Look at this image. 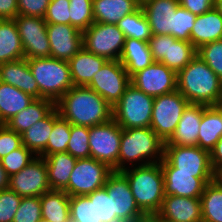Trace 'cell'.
<instances>
[{
    "label": "cell",
    "instance_id": "6da1fadb",
    "mask_svg": "<svg viewBox=\"0 0 222 222\" xmlns=\"http://www.w3.org/2000/svg\"><path fill=\"white\" fill-rule=\"evenodd\" d=\"M55 107L61 117L74 125L92 127L112 119V106L87 86H73Z\"/></svg>",
    "mask_w": 222,
    "mask_h": 222
},
{
    "label": "cell",
    "instance_id": "7a4b0ae2",
    "mask_svg": "<svg viewBox=\"0 0 222 222\" xmlns=\"http://www.w3.org/2000/svg\"><path fill=\"white\" fill-rule=\"evenodd\" d=\"M177 90L190 104L216 106L222 99V79L196 55L177 73Z\"/></svg>",
    "mask_w": 222,
    "mask_h": 222
},
{
    "label": "cell",
    "instance_id": "3957f363",
    "mask_svg": "<svg viewBox=\"0 0 222 222\" xmlns=\"http://www.w3.org/2000/svg\"><path fill=\"white\" fill-rule=\"evenodd\" d=\"M164 145L165 142L150 127L122 128L117 171L126 169V163L130 166L159 163L164 157Z\"/></svg>",
    "mask_w": 222,
    "mask_h": 222
},
{
    "label": "cell",
    "instance_id": "277c9868",
    "mask_svg": "<svg viewBox=\"0 0 222 222\" xmlns=\"http://www.w3.org/2000/svg\"><path fill=\"white\" fill-rule=\"evenodd\" d=\"M128 168L120 172L127 178L136 204L145 215H156L165 196L161 163Z\"/></svg>",
    "mask_w": 222,
    "mask_h": 222
},
{
    "label": "cell",
    "instance_id": "5b68a950",
    "mask_svg": "<svg viewBox=\"0 0 222 222\" xmlns=\"http://www.w3.org/2000/svg\"><path fill=\"white\" fill-rule=\"evenodd\" d=\"M39 87V98L56 103L74 85L68 61L52 57L27 59Z\"/></svg>",
    "mask_w": 222,
    "mask_h": 222
},
{
    "label": "cell",
    "instance_id": "8992f818",
    "mask_svg": "<svg viewBox=\"0 0 222 222\" xmlns=\"http://www.w3.org/2000/svg\"><path fill=\"white\" fill-rule=\"evenodd\" d=\"M154 97L130 84L112 107V118L123 129L150 127Z\"/></svg>",
    "mask_w": 222,
    "mask_h": 222
},
{
    "label": "cell",
    "instance_id": "52a82bcc",
    "mask_svg": "<svg viewBox=\"0 0 222 222\" xmlns=\"http://www.w3.org/2000/svg\"><path fill=\"white\" fill-rule=\"evenodd\" d=\"M189 104L178 90L154 97L150 128L166 143Z\"/></svg>",
    "mask_w": 222,
    "mask_h": 222
},
{
    "label": "cell",
    "instance_id": "ba28073f",
    "mask_svg": "<svg viewBox=\"0 0 222 222\" xmlns=\"http://www.w3.org/2000/svg\"><path fill=\"white\" fill-rule=\"evenodd\" d=\"M83 47L106 60H119L125 36L117 24L94 22L82 32Z\"/></svg>",
    "mask_w": 222,
    "mask_h": 222
},
{
    "label": "cell",
    "instance_id": "9c48e42d",
    "mask_svg": "<svg viewBox=\"0 0 222 222\" xmlns=\"http://www.w3.org/2000/svg\"><path fill=\"white\" fill-rule=\"evenodd\" d=\"M112 172L113 170L106 163L94 158L77 159L69 177L68 187L64 191L69 196L91 194L105 186Z\"/></svg>",
    "mask_w": 222,
    "mask_h": 222
},
{
    "label": "cell",
    "instance_id": "30bf717a",
    "mask_svg": "<svg viewBox=\"0 0 222 222\" xmlns=\"http://www.w3.org/2000/svg\"><path fill=\"white\" fill-rule=\"evenodd\" d=\"M154 62H160L178 73L197 55L191 42L171 35H152L148 40Z\"/></svg>",
    "mask_w": 222,
    "mask_h": 222
},
{
    "label": "cell",
    "instance_id": "8fae6325",
    "mask_svg": "<svg viewBox=\"0 0 222 222\" xmlns=\"http://www.w3.org/2000/svg\"><path fill=\"white\" fill-rule=\"evenodd\" d=\"M122 127L112 118L104 124L89 127L90 157L117 171Z\"/></svg>",
    "mask_w": 222,
    "mask_h": 222
},
{
    "label": "cell",
    "instance_id": "7c38bea8",
    "mask_svg": "<svg viewBox=\"0 0 222 222\" xmlns=\"http://www.w3.org/2000/svg\"><path fill=\"white\" fill-rule=\"evenodd\" d=\"M130 84L131 77L120 60H107L93 75L87 87L101 95L113 107Z\"/></svg>",
    "mask_w": 222,
    "mask_h": 222
},
{
    "label": "cell",
    "instance_id": "4fadbf2b",
    "mask_svg": "<svg viewBox=\"0 0 222 222\" xmlns=\"http://www.w3.org/2000/svg\"><path fill=\"white\" fill-rule=\"evenodd\" d=\"M164 176L165 195L200 198L207 183L214 180V173L177 172L164 158L160 161Z\"/></svg>",
    "mask_w": 222,
    "mask_h": 222
},
{
    "label": "cell",
    "instance_id": "5bb4252c",
    "mask_svg": "<svg viewBox=\"0 0 222 222\" xmlns=\"http://www.w3.org/2000/svg\"><path fill=\"white\" fill-rule=\"evenodd\" d=\"M14 21L18 27L25 59L51 57L44 18L18 15Z\"/></svg>",
    "mask_w": 222,
    "mask_h": 222
},
{
    "label": "cell",
    "instance_id": "9a60e30c",
    "mask_svg": "<svg viewBox=\"0 0 222 222\" xmlns=\"http://www.w3.org/2000/svg\"><path fill=\"white\" fill-rule=\"evenodd\" d=\"M9 189L21 197H40L42 194L51 191L45 159L36 156L20 172L11 175Z\"/></svg>",
    "mask_w": 222,
    "mask_h": 222
},
{
    "label": "cell",
    "instance_id": "2e32d148",
    "mask_svg": "<svg viewBox=\"0 0 222 222\" xmlns=\"http://www.w3.org/2000/svg\"><path fill=\"white\" fill-rule=\"evenodd\" d=\"M131 84L156 97L177 90V73L160 62H153L131 77Z\"/></svg>",
    "mask_w": 222,
    "mask_h": 222
},
{
    "label": "cell",
    "instance_id": "e0dca14e",
    "mask_svg": "<svg viewBox=\"0 0 222 222\" xmlns=\"http://www.w3.org/2000/svg\"><path fill=\"white\" fill-rule=\"evenodd\" d=\"M104 187L112 197L113 213L119 220L136 221L145 216L136 204L127 178L120 171H113Z\"/></svg>",
    "mask_w": 222,
    "mask_h": 222
},
{
    "label": "cell",
    "instance_id": "ac0fdd59",
    "mask_svg": "<svg viewBox=\"0 0 222 222\" xmlns=\"http://www.w3.org/2000/svg\"><path fill=\"white\" fill-rule=\"evenodd\" d=\"M177 172L214 173L210 152L196 146L164 145V157Z\"/></svg>",
    "mask_w": 222,
    "mask_h": 222
},
{
    "label": "cell",
    "instance_id": "d6986e66",
    "mask_svg": "<svg viewBox=\"0 0 222 222\" xmlns=\"http://www.w3.org/2000/svg\"><path fill=\"white\" fill-rule=\"evenodd\" d=\"M51 57L69 61L83 48V35L80 30L68 24H47Z\"/></svg>",
    "mask_w": 222,
    "mask_h": 222
},
{
    "label": "cell",
    "instance_id": "ffe728a7",
    "mask_svg": "<svg viewBox=\"0 0 222 222\" xmlns=\"http://www.w3.org/2000/svg\"><path fill=\"white\" fill-rule=\"evenodd\" d=\"M156 216L162 222H202L201 199L165 195Z\"/></svg>",
    "mask_w": 222,
    "mask_h": 222
},
{
    "label": "cell",
    "instance_id": "44dd1931",
    "mask_svg": "<svg viewBox=\"0 0 222 222\" xmlns=\"http://www.w3.org/2000/svg\"><path fill=\"white\" fill-rule=\"evenodd\" d=\"M179 0H144L141 8L146 15L152 35L174 37L175 12Z\"/></svg>",
    "mask_w": 222,
    "mask_h": 222
},
{
    "label": "cell",
    "instance_id": "7402d4cb",
    "mask_svg": "<svg viewBox=\"0 0 222 222\" xmlns=\"http://www.w3.org/2000/svg\"><path fill=\"white\" fill-rule=\"evenodd\" d=\"M204 107L203 104H189L184 110L173 135L165 145L196 146Z\"/></svg>",
    "mask_w": 222,
    "mask_h": 222
},
{
    "label": "cell",
    "instance_id": "603a6c76",
    "mask_svg": "<svg viewBox=\"0 0 222 222\" xmlns=\"http://www.w3.org/2000/svg\"><path fill=\"white\" fill-rule=\"evenodd\" d=\"M0 82L39 98V87L25 58L0 64Z\"/></svg>",
    "mask_w": 222,
    "mask_h": 222
},
{
    "label": "cell",
    "instance_id": "cb8c5ba5",
    "mask_svg": "<svg viewBox=\"0 0 222 222\" xmlns=\"http://www.w3.org/2000/svg\"><path fill=\"white\" fill-rule=\"evenodd\" d=\"M222 39V16L213 7L208 12L197 15L190 33V42L196 49L202 45Z\"/></svg>",
    "mask_w": 222,
    "mask_h": 222
},
{
    "label": "cell",
    "instance_id": "d4e9b609",
    "mask_svg": "<svg viewBox=\"0 0 222 222\" xmlns=\"http://www.w3.org/2000/svg\"><path fill=\"white\" fill-rule=\"evenodd\" d=\"M106 61L83 47L68 61L73 85L87 86Z\"/></svg>",
    "mask_w": 222,
    "mask_h": 222
},
{
    "label": "cell",
    "instance_id": "484cf974",
    "mask_svg": "<svg viewBox=\"0 0 222 222\" xmlns=\"http://www.w3.org/2000/svg\"><path fill=\"white\" fill-rule=\"evenodd\" d=\"M47 167L48 183L51 190L64 191L77 158L68 152L54 153L44 157Z\"/></svg>",
    "mask_w": 222,
    "mask_h": 222
},
{
    "label": "cell",
    "instance_id": "4316f807",
    "mask_svg": "<svg viewBox=\"0 0 222 222\" xmlns=\"http://www.w3.org/2000/svg\"><path fill=\"white\" fill-rule=\"evenodd\" d=\"M140 6L138 0H93L94 22L117 24L120 19L135 12Z\"/></svg>",
    "mask_w": 222,
    "mask_h": 222
},
{
    "label": "cell",
    "instance_id": "83f0119b",
    "mask_svg": "<svg viewBox=\"0 0 222 222\" xmlns=\"http://www.w3.org/2000/svg\"><path fill=\"white\" fill-rule=\"evenodd\" d=\"M119 60L130 77L154 62L148 42L134 38L125 39Z\"/></svg>",
    "mask_w": 222,
    "mask_h": 222
},
{
    "label": "cell",
    "instance_id": "f1b7e54d",
    "mask_svg": "<svg viewBox=\"0 0 222 222\" xmlns=\"http://www.w3.org/2000/svg\"><path fill=\"white\" fill-rule=\"evenodd\" d=\"M54 108L55 103L51 100L35 98L27 108L10 118L5 125L21 135L34 123L45 118Z\"/></svg>",
    "mask_w": 222,
    "mask_h": 222
},
{
    "label": "cell",
    "instance_id": "f546056e",
    "mask_svg": "<svg viewBox=\"0 0 222 222\" xmlns=\"http://www.w3.org/2000/svg\"><path fill=\"white\" fill-rule=\"evenodd\" d=\"M222 137V112L217 106H205L198 132L197 146L210 152Z\"/></svg>",
    "mask_w": 222,
    "mask_h": 222
},
{
    "label": "cell",
    "instance_id": "4dcf8cb0",
    "mask_svg": "<svg viewBox=\"0 0 222 222\" xmlns=\"http://www.w3.org/2000/svg\"><path fill=\"white\" fill-rule=\"evenodd\" d=\"M24 58L22 41L14 19L0 20V64Z\"/></svg>",
    "mask_w": 222,
    "mask_h": 222
},
{
    "label": "cell",
    "instance_id": "1f68e13d",
    "mask_svg": "<svg viewBox=\"0 0 222 222\" xmlns=\"http://www.w3.org/2000/svg\"><path fill=\"white\" fill-rule=\"evenodd\" d=\"M35 98L20 89L0 82V125L27 108Z\"/></svg>",
    "mask_w": 222,
    "mask_h": 222
},
{
    "label": "cell",
    "instance_id": "d6a6232c",
    "mask_svg": "<svg viewBox=\"0 0 222 222\" xmlns=\"http://www.w3.org/2000/svg\"><path fill=\"white\" fill-rule=\"evenodd\" d=\"M70 196L65 191L51 190L40 196L42 218L50 222H70Z\"/></svg>",
    "mask_w": 222,
    "mask_h": 222
},
{
    "label": "cell",
    "instance_id": "836d02e7",
    "mask_svg": "<svg viewBox=\"0 0 222 222\" xmlns=\"http://www.w3.org/2000/svg\"><path fill=\"white\" fill-rule=\"evenodd\" d=\"M53 124L54 109L45 118L37 121L21 134L22 145L39 156L47 147Z\"/></svg>",
    "mask_w": 222,
    "mask_h": 222
},
{
    "label": "cell",
    "instance_id": "e575fe53",
    "mask_svg": "<svg viewBox=\"0 0 222 222\" xmlns=\"http://www.w3.org/2000/svg\"><path fill=\"white\" fill-rule=\"evenodd\" d=\"M200 199L202 222H222V186L212 180L206 184Z\"/></svg>",
    "mask_w": 222,
    "mask_h": 222
},
{
    "label": "cell",
    "instance_id": "d590c367",
    "mask_svg": "<svg viewBox=\"0 0 222 222\" xmlns=\"http://www.w3.org/2000/svg\"><path fill=\"white\" fill-rule=\"evenodd\" d=\"M117 26L124 33L125 39L134 38L148 42L152 37L150 25L141 6L120 19Z\"/></svg>",
    "mask_w": 222,
    "mask_h": 222
},
{
    "label": "cell",
    "instance_id": "8d00e7d4",
    "mask_svg": "<svg viewBox=\"0 0 222 222\" xmlns=\"http://www.w3.org/2000/svg\"><path fill=\"white\" fill-rule=\"evenodd\" d=\"M70 134L71 124L59 115L55 107L53 130L48 138L47 147L39 156L44 158L54 153L67 152Z\"/></svg>",
    "mask_w": 222,
    "mask_h": 222
},
{
    "label": "cell",
    "instance_id": "74e56055",
    "mask_svg": "<svg viewBox=\"0 0 222 222\" xmlns=\"http://www.w3.org/2000/svg\"><path fill=\"white\" fill-rule=\"evenodd\" d=\"M70 221L96 222L95 191L83 196H70Z\"/></svg>",
    "mask_w": 222,
    "mask_h": 222
},
{
    "label": "cell",
    "instance_id": "f35d334b",
    "mask_svg": "<svg viewBox=\"0 0 222 222\" xmlns=\"http://www.w3.org/2000/svg\"><path fill=\"white\" fill-rule=\"evenodd\" d=\"M70 25L81 32L94 23L93 0H70Z\"/></svg>",
    "mask_w": 222,
    "mask_h": 222
},
{
    "label": "cell",
    "instance_id": "ab89813d",
    "mask_svg": "<svg viewBox=\"0 0 222 222\" xmlns=\"http://www.w3.org/2000/svg\"><path fill=\"white\" fill-rule=\"evenodd\" d=\"M67 152L77 159L90 158L89 127L71 124Z\"/></svg>",
    "mask_w": 222,
    "mask_h": 222
},
{
    "label": "cell",
    "instance_id": "60d3db41",
    "mask_svg": "<svg viewBox=\"0 0 222 222\" xmlns=\"http://www.w3.org/2000/svg\"><path fill=\"white\" fill-rule=\"evenodd\" d=\"M35 157L36 155L32 151L28 150L24 145H22L18 149L4 156L2 159H0V161L7 174L11 176L20 172Z\"/></svg>",
    "mask_w": 222,
    "mask_h": 222
},
{
    "label": "cell",
    "instance_id": "b9f144b4",
    "mask_svg": "<svg viewBox=\"0 0 222 222\" xmlns=\"http://www.w3.org/2000/svg\"><path fill=\"white\" fill-rule=\"evenodd\" d=\"M197 55L222 79V39L202 45Z\"/></svg>",
    "mask_w": 222,
    "mask_h": 222
},
{
    "label": "cell",
    "instance_id": "7bdbcfd3",
    "mask_svg": "<svg viewBox=\"0 0 222 222\" xmlns=\"http://www.w3.org/2000/svg\"><path fill=\"white\" fill-rule=\"evenodd\" d=\"M42 218L40 197H22L13 222H37Z\"/></svg>",
    "mask_w": 222,
    "mask_h": 222
},
{
    "label": "cell",
    "instance_id": "ee69618b",
    "mask_svg": "<svg viewBox=\"0 0 222 222\" xmlns=\"http://www.w3.org/2000/svg\"><path fill=\"white\" fill-rule=\"evenodd\" d=\"M197 15L178 6L175 12L174 38L190 42V33Z\"/></svg>",
    "mask_w": 222,
    "mask_h": 222
},
{
    "label": "cell",
    "instance_id": "f6af8a7d",
    "mask_svg": "<svg viewBox=\"0 0 222 222\" xmlns=\"http://www.w3.org/2000/svg\"><path fill=\"white\" fill-rule=\"evenodd\" d=\"M96 222H111L119 220L113 213L112 197H109L105 187L95 191Z\"/></svg>",
    "mask_w": 222,
    "mask_h": 222
},
{
    "label": "cell",
    "instance_id": "bcb514c9",
    "mask_svg": "<svg viewBox=\"0 0 222 222\" xmlns=\"http://www.w3.org/2000/svg\"><path fill=\"white\" fill-rule=\"evenodd\" d=\"M70 0H50L44 20L47 24L70 25Z\"/></svg>",
    "mask_w": 222,
    "mask_h": 222
},
{
    "label": "cell",
    "instance_id": "7dc6e473",
    "mask_svg": "<svg viewBox=\"0 0 222 222\" xmlns=\"http://www.w3.org/2000/svg\"><path fill=\"white\" fill-rule=\"evenodd\" d=\"M21 200L22 197L10 189L0 191V222H13Z\"/></svg>",
    "mask_w": 222,
    "mask_h": 222
},
{
    "label": "cell",
    "instance_id": "c3c4849f",
    "mask_svg": "<svg viewBox=\"0 0 222 222\" xmlns=\"http://www.w3.org/2000/svg\"><path fill=\"white\" fill-rule=\"evenodd\" d=\"M22 146L21 135L0 125V159Z\"/></svg>",
    "mask_w": 222,
    "mask_h": 222
},
{
    "label": "cell",
    "instance_id": "681fc988",
    "mask_svg": "<svg viewBox=\"0 0 222 222\" xmlns=\"http://www.w3.org/2000/svg\"><path fill=\"white\" fill-rule=\"evenodd\" d=\"M50 0H18V15L44 18Z\"/></svg>",
    "mask_w": 222,
    "mask_h": 222
},
{
    "label": "cell",
    "instance_id": "f907efd6",
    "mask_svg": "<svg viewBox=\"0 0 222 222\" xmlns=\"http://www.w3.org/2000/svg\"><path fill=\"white\" fill-rule=\"evenodd\" d=\"M215 0H179V5L192 14L201 15L214 7Z\"/></svg>",
    "mask_w": 222,
    "mask_h": 222
},
{
    "label": "cell",
    "instance_id": "816d5d0a",
    "mask_svg": "<svg viewBox=\"0 0 222 222\" xmlns=\"http://www.w3.org/2000/svg\"><path fill=\"white\" fill-rule=\"evenodd\" d=\"M18 16V0H0V20Z\"/></svg>",
    "mask_w": 222,
    "mask_h": 222
},
{
    "label": "cell",
    "instance_id": "f5cc1de1",
    "mask_svg": "<svg viewBox=\"0 0 222 222\" xmlns=\"http://www.w3.org/2000/svg\"><path fill=\"white\" fill-rule=\"evenodd\" d=\"M210 160L213 171L222 168V137L210 151Z\"/></svg>",
    "mask_w": 222,
    "mask_h": 222
},
{
    "label": "cell",
    "instance_id": "db71d44e",
    "mask_svg": "<svg viewBox=\"0 0 222 222\" xmlns=\"http://www.w3.org/2000/svg\"><path fill=\"white\" fill-rule=\"evenodd\" d=\"M10 176L7 174L0 161V191L9 189Z\"/></svg>",
    "mask_w": 222,
    "mask_h": 222
},
{
    "label": "cell",
    "instance_id": "11a10c76",
    "mask_svg": "<svg viewBox=\"0 0 222 222\" xmlns=\"http://www.w3.org/2000/svg\"><path fill=\"white\" fill-rule=\"evenodd\" d=\"M135 222H162L156 215H145Z\"/></svg>",
    "mask_w": 222,
    "mask_h": 222
},
{
    "label": "cell",
    "instance_id": "9f6ffc18",
    "mask_svg": "<svg viewBox=\"0 0 222 222\" xmlns=\"http://www.w3.org/2000/svg\"><path fill=\"white\" fill-rule=\"evenodd\" d=\"M214 180L220 185L222 186V168L217 169L214 172Z\"/></svg>",
    "mask_w": 222,
    "mask_h": 222
},
{
    "label": "cell",
    "instance_id": "6f0895ef",
    "mask_svg": "<svg viewBox=\"0 0 222 222\" xmlns=\"http://www.w3.org/2000/svg\"><path fill=\"white\" fill-rule=\"evenodd\" d=\"M214 8L219 12V14L222 16V1H215L214 2Z\"/></svg>",
    "mask_w": 222,
    "mask_h": 222
},
{
    "label": "cell",
    "instance_id": "680465c9",
    "mask_svg": "<svg viewBox=\"0 0 222 222\" xmlns=\"http://www.w3.org/2000/svg\"><path fill=\"white\" fill-rule=\"evenodd\" d=\"M216 106L220 109L222 112V99L216 104Z\"/></svg>",
    "mask_w": 222,
    "mask_h": 222
},
{
    "label": "cell",
    "instance_id": "91938a15",
    "mask_svg": "<svg viewBox=\"0 0 222 222\" xmlns=\"http://www.w3.org/2000/svg\"><path fill=\"white\" fill-rule=\"evenodd\" d=\"M37 222H50L49 220H46L44 218H40Z\"/></svg>",
    "mask_w": 222,
    "mask_h": 222
},
{
    "label": "cell",
    "instance_id": "94428289",
    "mask_svg": "<svg viewBox=\"0 0 222 222\" xmlns=\"http://www.w3.org/2000/svg\"><path fill=\"white\" fill-rule=\"evenodd\" d=\"M111 222H135V221L114 220V221H111Z\"/></svg>",
    "mask_w": 222,
    "mask_h": 222
}]
</instances>
